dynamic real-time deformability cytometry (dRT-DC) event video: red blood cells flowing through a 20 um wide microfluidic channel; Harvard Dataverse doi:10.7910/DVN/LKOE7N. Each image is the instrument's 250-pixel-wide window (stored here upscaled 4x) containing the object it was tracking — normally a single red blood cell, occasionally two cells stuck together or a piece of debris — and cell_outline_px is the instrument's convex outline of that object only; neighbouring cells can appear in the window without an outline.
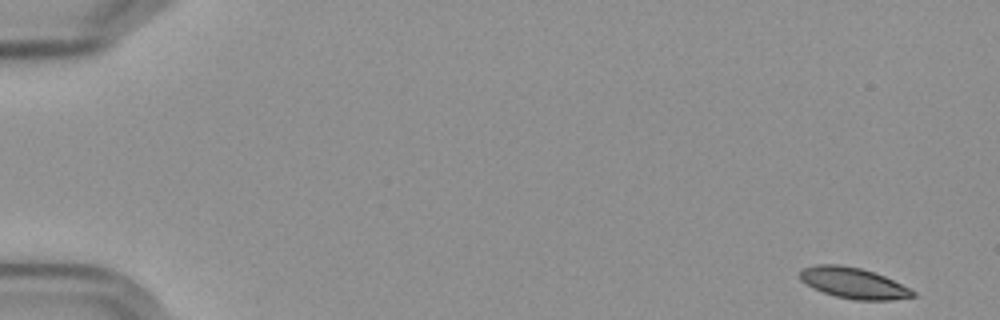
{"species": "Egyptian fruit bat (a non-hibernating species)", "species_latin": "Rousettus aegyptiacus", "temperature_condition": "cold", "stored_images_in_passage": 56, "camera_frame_rate_fps": 3000, "um_per_image_px": 0.085, "frame": {"image": 1, "passage_image": 1, "time_ms": 0.0, "image_size_px": [1000, 320], "cell_outline_px": [[916, 296], [892, 300], [856, 300], [836, 296], [812, 288], [800, 280], [800, 272], [804, 268], [816, 264], [840, 264], [860, 268], [884, 276], [916, 292]], "centroid_in_image_um": [72.52, 24.06], "position_along_channel_um": 12.5, "area_um2": 20.11}}
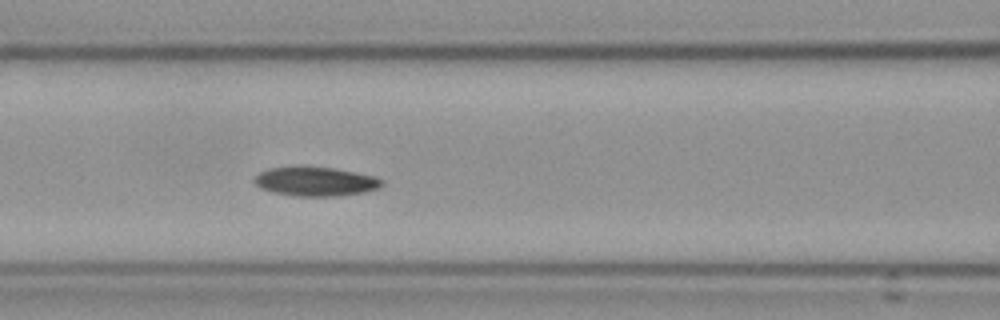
{"frame": {"image": 2, "passage_image": 24, "time_ms": 7.667, "image_size_px": [1000, 320], "cell_outline_px": [[384, 184], [376, 188], [364, 192], [336, 196], [296, 196], [272, 192], [260, 188], [252, 180], [260, 172], [268, 168], [296, 164], [300, 164], [332, 168], [372, 176], [380, 180]], "centroid_in_image_um": [26.7, 15.39], "position_along_channel_um": 139.9, "area_um2": 21.91}}
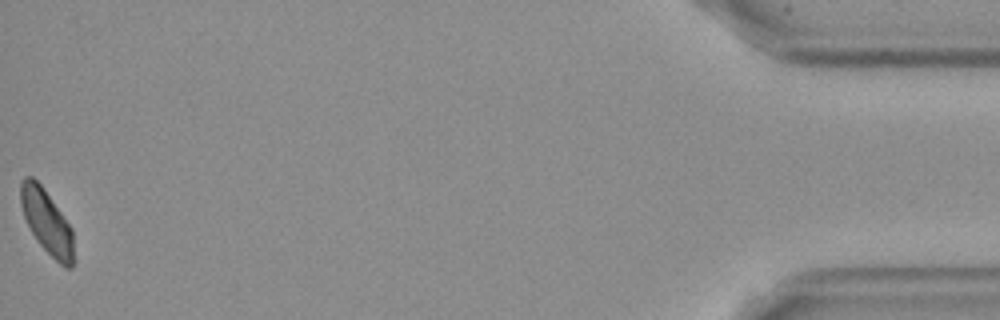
{"frame": {"image": 3, "passage_image": 56, "time_ms": 18.333, "image_size_px": [1000, 320], "cell_outline_px": [[76, 260], [72, 268], [64, 268], [40, 244], [32, 232], [24, 216], [20, 204], [20, 184], [24, 176], [32, 176], [44, 188], [72, 228]], "centroid_in_image_um": [4.02, 18.89], "position_along_channel_um": 431.2, "area_um2": 20.0}}